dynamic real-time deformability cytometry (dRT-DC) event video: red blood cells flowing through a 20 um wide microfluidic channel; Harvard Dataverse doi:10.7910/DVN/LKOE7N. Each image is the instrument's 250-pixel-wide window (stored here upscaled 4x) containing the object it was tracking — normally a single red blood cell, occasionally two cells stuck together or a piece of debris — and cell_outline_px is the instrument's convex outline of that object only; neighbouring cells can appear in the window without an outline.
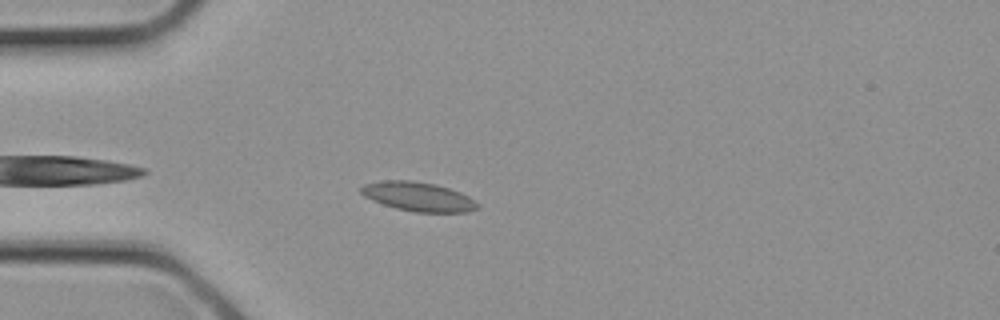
{"species": "common noctule bat (a hibernating species)", "species_latin": "Nyctalus noctula", "temperature_condition": "cold", "stored_images_in_passage": 8, "camera_frame_rate_fps": 3000, "um_per_image_px": 0.085, "animal": {"sex": "female", "body_mass_g": 21.9}, "frame": {"image": 1, "passage_image": 2, "time_ms": 0.333, "image_size_px": [1000, 320], "cell_outline_px": [[480, 204], [476, 208], [468, 212], [416, 212], [396, 208], [372, 200], [364, 196], [360, 192], [360, 188], [364, 184], [384, 180], [412, 180], [436, 184], [460, 192], [468, 196]], "centroid_in_image_um": [35.54, 16.7], "position_along_channel_um": 49.5, "area_um2": 19.71}}
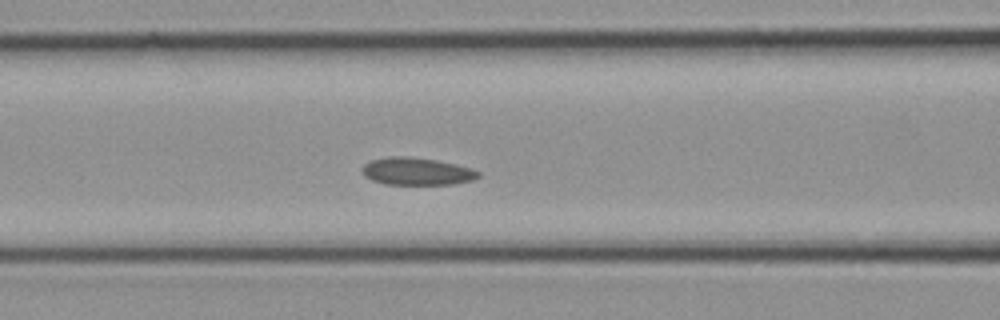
{"frame": {"image": 2, "passage_image": 6, "time_ms": 1.667, "image_size_px": [1000, 320], "cell_outline_px": [[480, 176], [472, 180], [452, 184], [384, 184], [372, 180], [364, 176], [364, 164], [368, 160], [388, 156], [408, 156], [436, 160], [456, 164], [472, 168], [480, 172]], "centroid_in_image_um": [35.42, 14.55], "position_along_channel_um": 131.2, "area_um2": 18.61}}
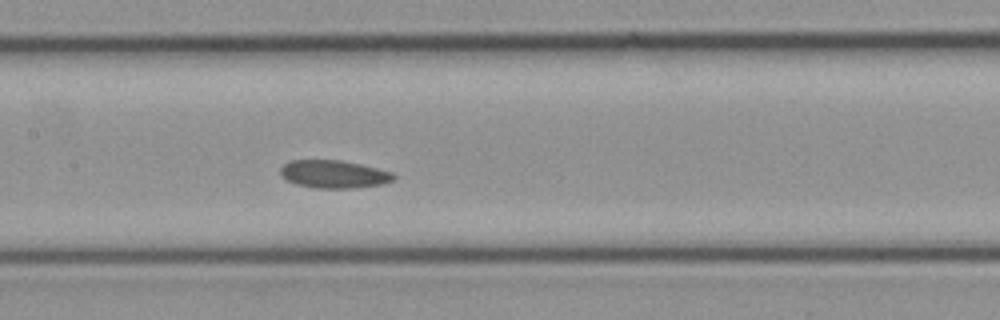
{"frame": {"image": 3, "passage_image": 8, "time_ms": 2.333, "image_size_px": [1000, 320], "cell_outline_px": [[396, 176], [392, 180], [380, 184], [352, 188], [316, 188], [296, 184], [280, 176], [280, 168], [288, 160], [340, 160], [360, 164], [392, 172]], "centroid_in_image_um": [28.33, 14.79], "position_along_channel_um": 179.1, "area_um2": 18.26}}